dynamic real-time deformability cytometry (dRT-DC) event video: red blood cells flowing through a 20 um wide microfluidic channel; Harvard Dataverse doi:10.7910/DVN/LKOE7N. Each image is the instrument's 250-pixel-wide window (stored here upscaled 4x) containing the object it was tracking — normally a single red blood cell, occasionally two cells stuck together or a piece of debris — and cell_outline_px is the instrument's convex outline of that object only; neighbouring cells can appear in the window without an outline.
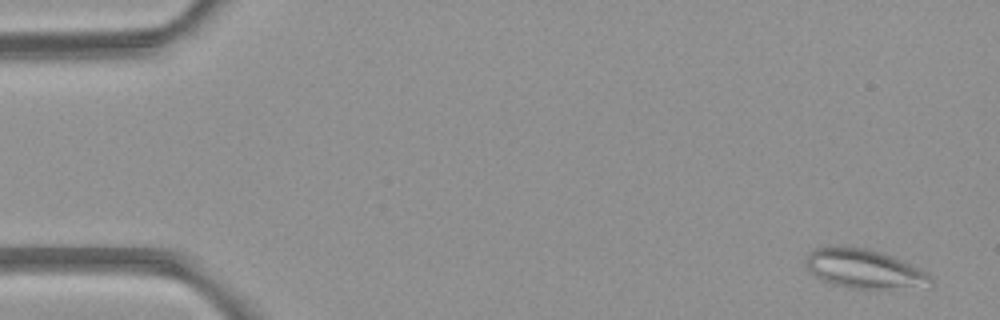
{"species": "common noctule bat (a hibernating species)", "species_latin": "Nyctalus noctula", "temperature_condition": "room temperature", "stored_images_in_passage": 4, "camera_frame_rate_fps": 3000, "um_per_image_px": 0.085, "animal": {"sex": "female", "body_mass_g": 21.9}, "frame": {"image": 1, "passage_image": 1, "time_ms": 0.0, "image_size_px": [1000, 320], "cell_outline_px": [[932, 288], [844, 288], [828, 284], [820, 280], [804, 264], [804, 260], [808, 252], [812, 248], [824, 244], [844, 244], [868, 248], [884, 252], [924, 272], [932, 280]], "centroid_in_image_um": [73.34, 22.81], "position_along_channel_um": 11.7, "area_um2": 29.48}}